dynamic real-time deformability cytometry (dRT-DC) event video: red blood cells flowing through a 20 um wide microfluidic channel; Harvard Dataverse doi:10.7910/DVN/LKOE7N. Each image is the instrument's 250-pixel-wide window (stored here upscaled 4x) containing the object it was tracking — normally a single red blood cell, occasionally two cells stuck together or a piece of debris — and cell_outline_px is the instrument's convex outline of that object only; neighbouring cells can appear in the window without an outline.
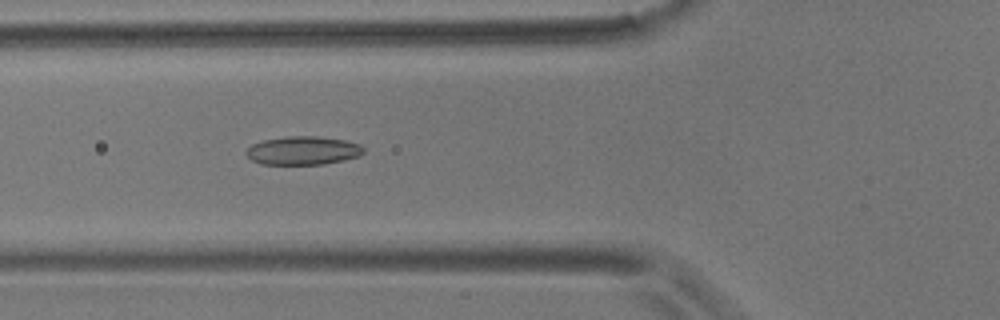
{"species": "common noctule bat (a hibernating species)", "species_latin": "Nyctalus noctula", "temperature_condition": "room temperature", "stored_images_in_passage": 6, "camera_frame_rate_fps": 3000, "um_per_image_px": 0.085, "animal": {"sex": "male", "body_mass_g": 17.9}, "frame": {"image": 1, "passage_image": 6, "time_ms": 6.667, "image_size_px": [1000, 320], "cell_outline_px": [[364, 152], [360, 156], [344, 160], [324, 164], [260, 164], [252, 160], [244, 152], [252, 144], [264, 140], [288, 136], [316, 136], [344, 140], [360, 144], [364, 148]], "centroid_in_image_um": [25.77, 12.8], "position_along_channel_um": 100.0, "area_um2": 19.48}}